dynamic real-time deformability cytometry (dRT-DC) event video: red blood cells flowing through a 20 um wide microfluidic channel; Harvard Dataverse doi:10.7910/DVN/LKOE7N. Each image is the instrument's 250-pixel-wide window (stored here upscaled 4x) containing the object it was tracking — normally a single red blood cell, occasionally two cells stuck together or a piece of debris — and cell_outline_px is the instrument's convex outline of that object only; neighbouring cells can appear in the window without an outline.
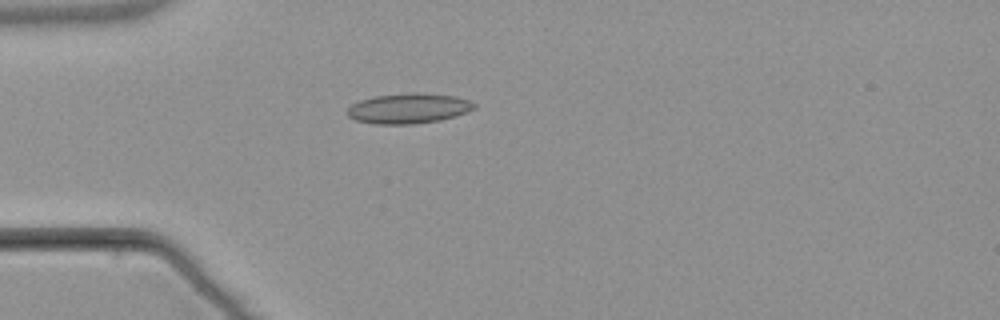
{"species": "common noctule bat (a hibernating species)", "species_latin": "Nyctalus noctula", "temperature_condition": "warm", "stored_images_in_passage": 3, "camera_frame_rate_fps": 3000, "um_per_image_px": 0.085, "animal": {"sex": "male", "body_mass_g": 21.5, "forearm_length_mm": 52.0}, "frame": {"image": 1, "passage_image": 3, "time_ms": 2.333, "image_size_px": [1000, 320], "cell_outline_px": [[476, 108], [468, 112], [440, 120], [412, 124], [372, 124], [356, 120], [348, 116], [348, 108], [352, 104], [360, 100], [376, 96], [408, 92], [416, 92], [456, 96], [468, 100], [476, 104]], "centroid_in_image_um": [34.74, 9.21], "position_along_channel_um": 50.3, "area_um2": 22.37}}